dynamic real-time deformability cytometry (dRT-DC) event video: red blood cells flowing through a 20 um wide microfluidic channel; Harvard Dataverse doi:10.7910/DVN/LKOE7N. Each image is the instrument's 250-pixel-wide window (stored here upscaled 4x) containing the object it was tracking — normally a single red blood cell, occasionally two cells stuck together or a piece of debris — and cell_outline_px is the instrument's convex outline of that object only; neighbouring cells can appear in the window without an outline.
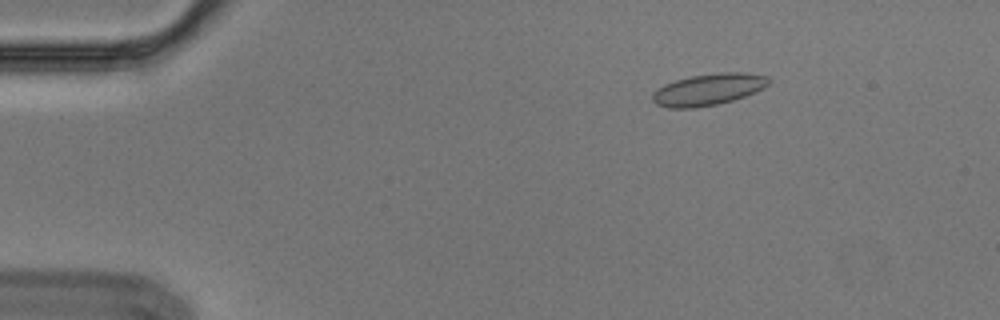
{"species": "Egyptian fruit bat (a non-hibernating species)", "species_latin": "Rousettus aegyptiacus", "temperature_condition": "cold", "stored_images_in_passage": 6, "camera_frame_rate_fps": 3000, "um_per_image_px": 0.085, "animal": {"sex": "male"}, "frame": {"image": 1, "passage_image": 2, "time_ms": 0.333, "image_size_px": [1000, 320], "cell_outline_px": [[772, 80], [764, 88], [744, 96], [732, 100], [716, 104], [696, 108], [668, 108], [656, 104], [652, 100], [652, 92], [656, 88], [664, 84], [676, 80], [692, 76], [720, 72], [748, 72], [768, 76]], "centroid_in_image_um": [60.21, 7.6], "position_along_channel_um": 24.8, "area_um2": 21.56}}
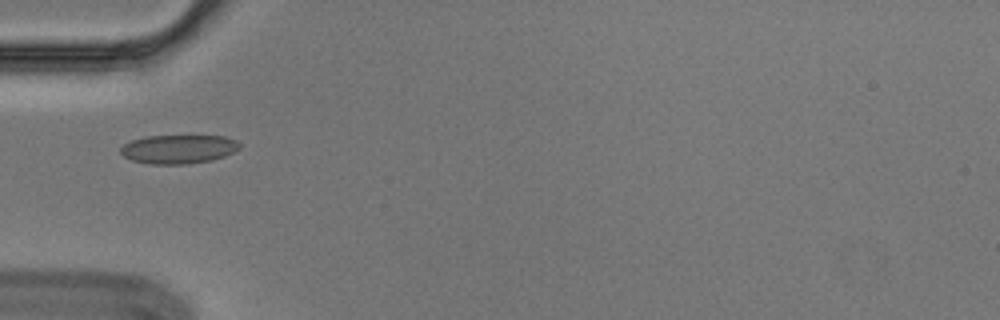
{"frame": {"image": 2, "passage_image": 5, "time_ms": 1.333, "image_size_px": [1000, 320], "cell_outline_px": [[240, 148], [224, 156], [212, 160], [188, 164], [152, 164], [132, 160], [124, 156], [120, 152], [120, 148], [124, 144], [132, 140], [144, 136], [224, 136], [236, 140], [240, 144]], "centroid_in_image_um": [15.17, 12.67], "position_along_channel_um": 69.8, "area_um2": 19.94}}